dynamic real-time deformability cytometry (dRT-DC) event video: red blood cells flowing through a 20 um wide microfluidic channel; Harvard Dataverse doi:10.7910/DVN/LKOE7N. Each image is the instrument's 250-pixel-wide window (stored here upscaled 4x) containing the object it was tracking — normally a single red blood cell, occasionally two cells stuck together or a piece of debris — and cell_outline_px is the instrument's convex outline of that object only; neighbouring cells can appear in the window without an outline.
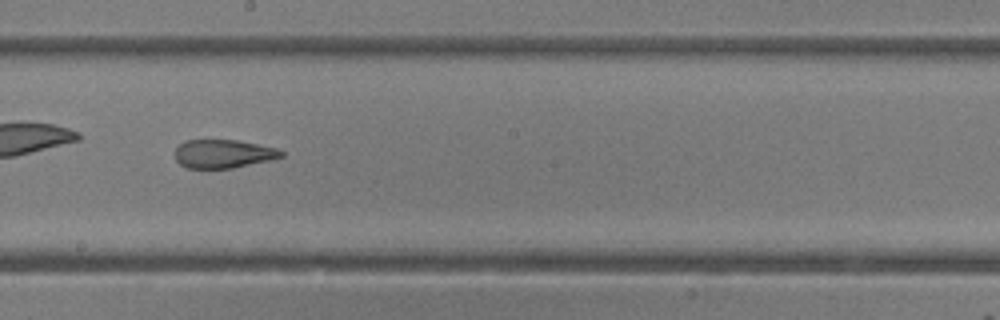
{"species": "common noctule bat (a hibernating species)", "species_latin": "Nyctalus noctula", "temperature_condition": "room temperature", "stored_images_in_passage": 44, "camera_frame_rate_fps": 3000, "um_per_image_px": 0.085, "animal": {"sex": "female"}, "frame": {"image": 1, "passage_image": 26, "time_ms": 8.333, "image_size_px": [1000, 320], "cell_outline_px": [[284, 156], [272, 160], [232, 168], [188, 168], [180, 164], [176, 160], [176, 148], [184, 140], [236, 140], [276, 148], [284, 152]], "centroid_in_image_um": [18.99, 13.07], "position_along_channel_um": 229.2, "area_um2": 17.57}, "authors_computed_cell_mechanics": {"area_um2": 20.6635, "velocity_mm_per_s": 4.2326, "shape_relaxation_time_tau1_ms": null, "shape_relaxation_time_tau2_ms": 1.5244, "deformation_change_tau1": null, "deformation_change_tau2": 0.1047}}